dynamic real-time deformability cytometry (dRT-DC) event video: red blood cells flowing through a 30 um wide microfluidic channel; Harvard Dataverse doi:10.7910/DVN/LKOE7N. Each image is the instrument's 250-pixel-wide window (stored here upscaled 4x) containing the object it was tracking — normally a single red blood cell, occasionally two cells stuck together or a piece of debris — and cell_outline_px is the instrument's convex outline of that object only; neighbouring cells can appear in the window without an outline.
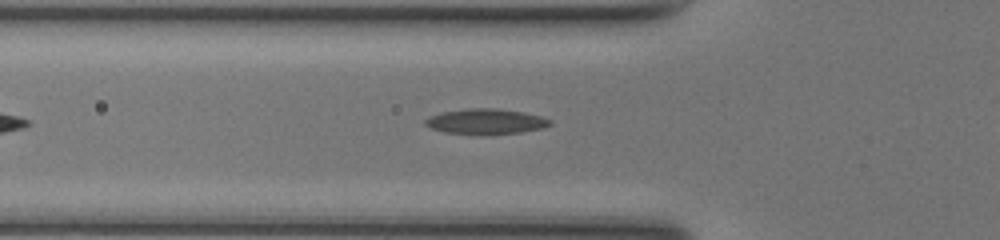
{"species": "common noctule bat (a hibernating species)", "species_latin": "Nyctalus noctula", "temperature_condition": "room temperature", "stored_images_in_passage": 32, "camera_frame_rate_fps": 3000, "um_per_image_px": 0.085, "animal": {"sex": "female", "body_mass_g": 17.0, "forearm_length_mm": 48.0}, "frame": {"image": 1, "passage_image": 6, "time_ms": 1.667, "image_size_px": [1000, 240], "cell_outline_px": [[552, 124], [544, 128], [520, 132], [480, 136], [444, 132], [432, 128], [424, 124], [424, 120], [432, 116], [444, 112], [468, 108], [496, 108], [520, 112], [540, 116], [552, 120]], "centroid_in_image_um": [41.31, 10.35], "position_along_channel_um": 84.5, "area_um2": 18.55}}
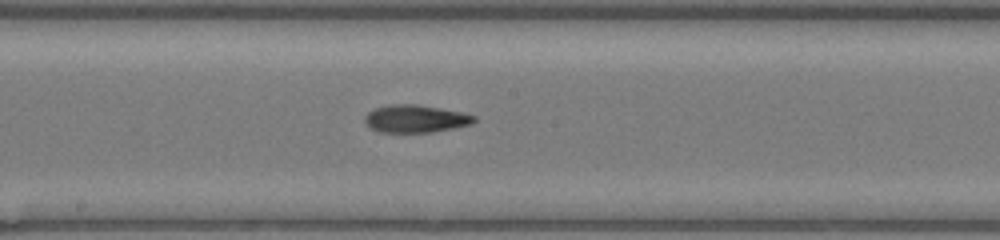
{"frame": {"image": 2, "passage_image": 15, "time_ms": 4.667, "image_size_px": [1000, 240], "cell_outline_px": [[476, 120], [472, 124], [432, 132], [380, 132], [372, 128], [364, 120], [364, 116], [368, 112], [376, 108], [396, 104], [416, 104], [440, 108], [460, 112], [476, 116]], "centroid_in_image_um": [35.33, 10.09], "position_along_channel_um": 212.9, "area_um2": 17.34}}
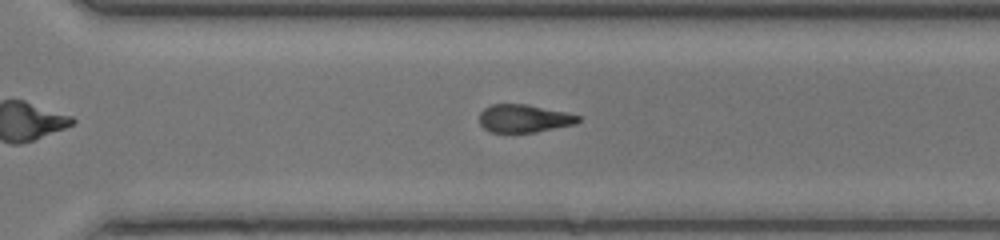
{"frame": {"image": 3, "passage_image": 23, "time_ms": 7.333, "image_size_px": [1000, 240], "cell_outline_px": [[580, 120], [576, 124], [536, 132], [492, 132], [484, 128], [480, 124], [480, 112], [484, 108], [492, 104], [524, 104], [564, 112], [580, 116]], "centroid_in_image_um": [44.53, 10.07], "position_along_channel_um": 326.1, "area_um2": 15.9}, "authors_computed_cell_mechanics": {"area_um2": 17.1666, "velocity_mm_per_s": 4.2605, "shape_relaxation_time_tau1_ms": null, "shape_relaxation_time_tau2_ms": 7.5489, "deformation_change_tau1": null, "deformation_change_tau2": 0.1736}}